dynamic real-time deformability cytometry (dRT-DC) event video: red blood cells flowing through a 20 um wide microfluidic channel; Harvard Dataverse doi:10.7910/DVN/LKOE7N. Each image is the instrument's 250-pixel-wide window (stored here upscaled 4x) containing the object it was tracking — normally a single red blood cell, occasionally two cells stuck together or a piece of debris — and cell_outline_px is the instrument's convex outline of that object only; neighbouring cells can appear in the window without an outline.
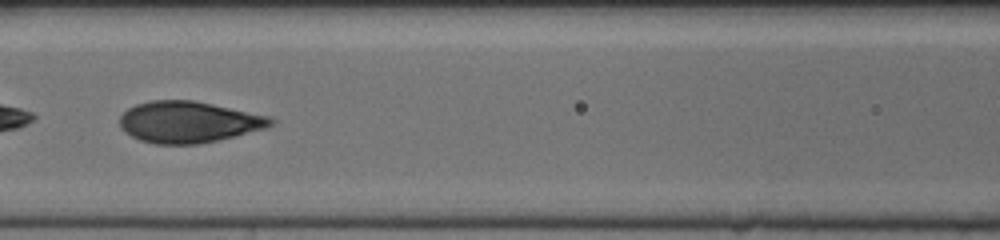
{"species": "human", "species_latin": "Homo sapiens", "temperature_condition": "cold", "stored_images_in_passage": 49, "camera_frame_rate_fps": 3000, "um_per_image_px": 0.085, "donor": {"sex": "female"}, "frame": {"image": 1, "passage_image": 22, "time_ms": 7.0, "image_size_px": [1000, 240], "cell_outline_px": [[276, 120], [268, 128], [236, 136], [200, 144], [156, 144], [140, 140], [124, 132], [120, 128], [120, 116], [128, 108], [136, 104], [148, 100], [192, 100], [212, 104], [268, 116]], "centroid_in_image_um": [16.02, 10.37], "position_along_channel_um": 150.6, "area_um2": 36.47}}
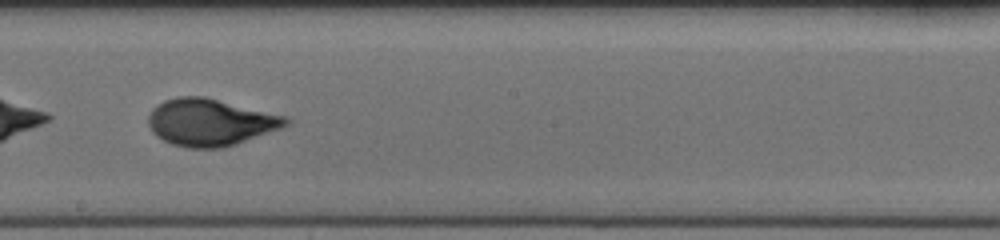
{"frame": {"image": 2, "passage_image": 28, "time_ms": 9.0, "image_size_px": [1000, 240], "cell_outline_px": [[292, 120], [288, 124], [280, 128], [236, 144], [224, 148], [188, 148], [172, 144], [156, 136], [152, 132], [148, 124], [148, 116], [152, 108], [156, 104], [164, 100], [176, 96], [204, 96], [288, 116]], "centroid_in_image_um": [17.86, 10.38], "position_along_channel_um": 230.3, "area_um2": 37.97}}
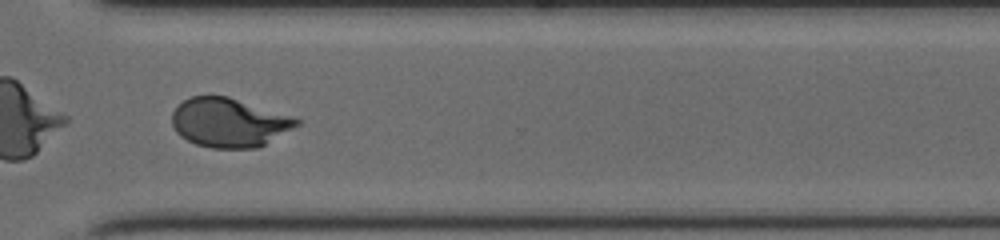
{"frame": {"image": 3, "passage_image": 37, "time_ms": 12.0, "image_size_px": [1000, 240], "cell_outline_px": [[300, 124], [264, 144], [256, 148], [212, 148], [196, 144], [180, 136], [176, 132], [172, 124], [172, 112], [184, 100], [192, 96], [228, 96], [296, 116], [300, 120]], "centroid_in_image_um": [19.49, 10.41], "position_along_channel_um": 351.1, "area_um2": 35.66}}